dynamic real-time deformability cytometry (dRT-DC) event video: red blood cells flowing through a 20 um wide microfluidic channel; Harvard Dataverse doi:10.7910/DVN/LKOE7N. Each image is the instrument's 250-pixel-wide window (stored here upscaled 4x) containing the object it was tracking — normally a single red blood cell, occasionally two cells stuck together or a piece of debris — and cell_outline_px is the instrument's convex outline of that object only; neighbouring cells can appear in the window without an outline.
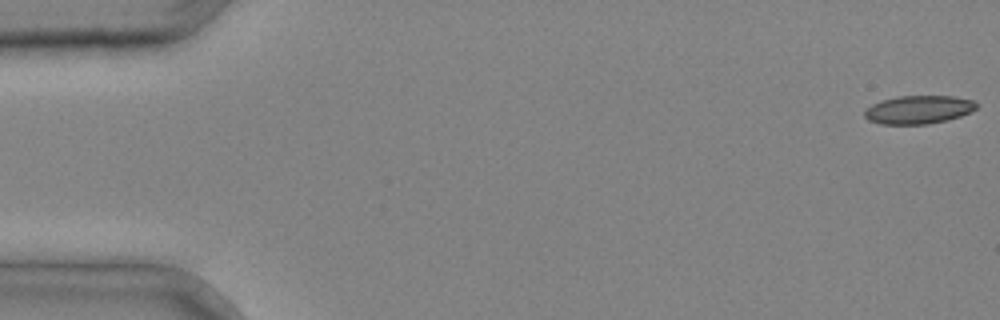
{"species": "common noctule bat (a hibernating species)", "species_latin": "Nyctalus noctula", "temperature_condition": "cold", "stored_images_in_passage": 4, "camera_frame_rate_fps": 3000, "um_per_image_px": 0.085, "animal": {"sex": "male", "body_mass_g": 20.4}, "frame": {"image": 1, "passage_image": 1, "time_ms": 0.0, "image_size_px": [1000, 320], "cell_outline_px": [[980, 104], [972, 112], [960, 116], [928, 124], [880, 124], [868, 120], [864, 116], [864, 112], [872, 104], [884, 100], [900, 96], [956, 96], [976, 100]], "centroid_in_image_um": [78.14, 9.31], "position_along_channel_um": 6.9, "area_um2": 18.5}}
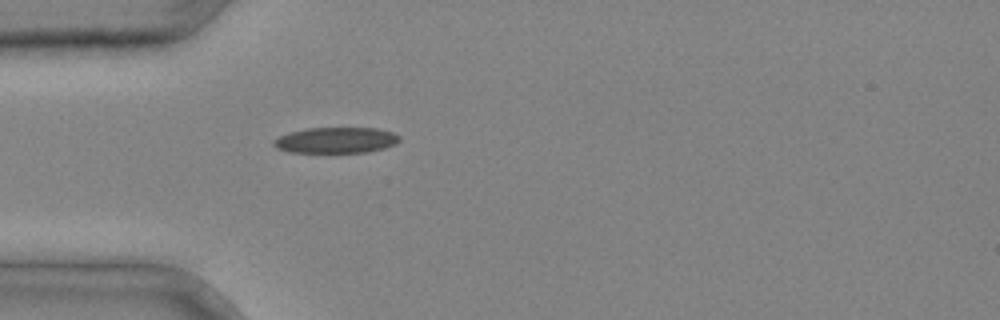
{"frame": {"image": 2, "passage_image": 4, "time_ms": 1.0, "image_size_px": [1000, 320], "cell_outline_px": [[400, 140], [396, 144], [384, 148], [364, 152], [288, 152], [276, 148], [272, 144], [272, 140], [288, 132], [308, 128], [376, 128], [392, 132], [400, 136]], "centroid_in_image_um": [28.54, 11.91], "position_along_channel_um": 56.5, "area_um2": 18.96}}